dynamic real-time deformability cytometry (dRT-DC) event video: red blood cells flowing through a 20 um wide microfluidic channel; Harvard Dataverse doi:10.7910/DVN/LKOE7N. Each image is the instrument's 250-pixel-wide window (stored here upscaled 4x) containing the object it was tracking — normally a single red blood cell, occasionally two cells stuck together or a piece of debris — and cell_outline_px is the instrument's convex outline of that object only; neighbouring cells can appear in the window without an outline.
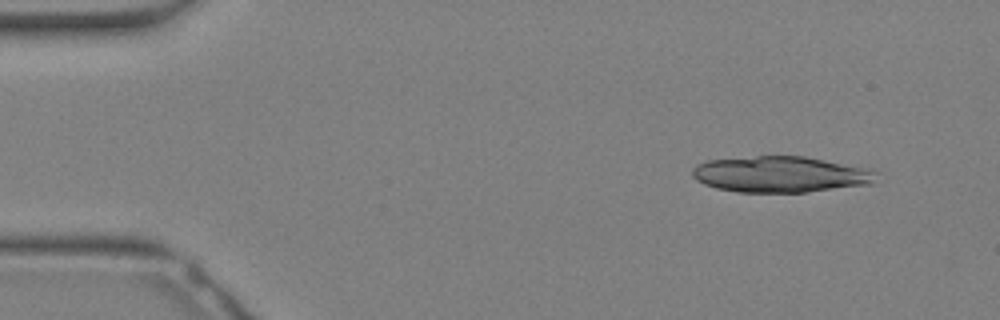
{"species": "Egyptian fruit bat (a non-hibernating species)", "species_latin": "Rousettus aegyptiacus", "temperature_condition": "warm", "stored_images_in_passage": 12, "camera_frame_rate_fps": 3000, "um_per_image_px": 0.085, "animal": {"sex": "female"}, "frame": {"image": 1, "passage_image": 3, "time_ms": 0.667, "image_size_px": [1000, 320], "cell_outline_px": [[880, 172], [872, 184], [804, 192], [736, 192], [716, 188], [704, 184], [696, 180], [692, 176], [692, 168], [696, 164], [708, 160], [756, 156], [804, 156]], "centroid_in_image_um": [66.28, 14.82], "position_along_channel_um": 18.7, "area_um2": 38.44}}